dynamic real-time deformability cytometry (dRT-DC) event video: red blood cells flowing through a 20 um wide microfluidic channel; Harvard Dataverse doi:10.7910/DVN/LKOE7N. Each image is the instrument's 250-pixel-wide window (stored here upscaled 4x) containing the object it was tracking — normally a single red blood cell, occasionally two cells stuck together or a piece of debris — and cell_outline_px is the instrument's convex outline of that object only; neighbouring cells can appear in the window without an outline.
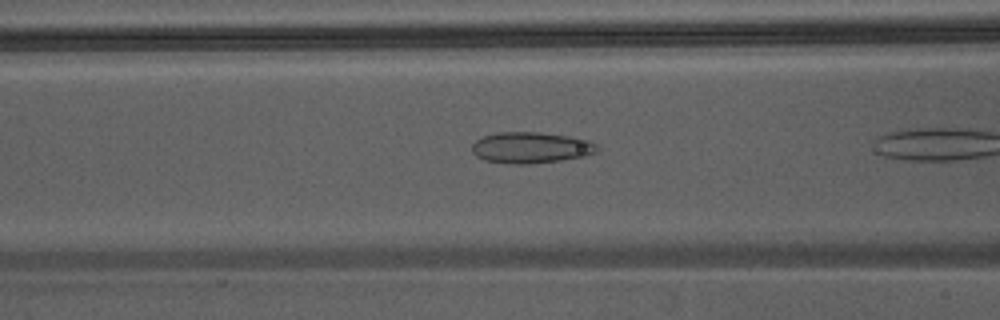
{"species": "Egyptian fruit bat (a non-hibernating species)", "species_latin": "Rousettus aegyptiacus", "temperature_condition": "warm", "stored_images_in_passage": 21, "camera_frame_rate_fps": 3000, "um_per_image_px": 0.085, "animal": {"sex": "male"}, "frame": {"image": 1, "passage_image": 18, "time_ms": 5.667, "image_size_px": [1000, 320], "cell_outline_px": [[600, 148], [596, 152], [584, 156], [560, 160], [528, 164], [512, 164], [484, 160], [476, 156], [472, 152], [472, 144], [476, 140], [484, 136], [496, 132], [540, 132], [568, 136], [588, 140], [596, 144]], "centroid_in_image_um": [45.11, 12.54], "position_along_channel_um": 121.5, "area_um2": 22.72}}